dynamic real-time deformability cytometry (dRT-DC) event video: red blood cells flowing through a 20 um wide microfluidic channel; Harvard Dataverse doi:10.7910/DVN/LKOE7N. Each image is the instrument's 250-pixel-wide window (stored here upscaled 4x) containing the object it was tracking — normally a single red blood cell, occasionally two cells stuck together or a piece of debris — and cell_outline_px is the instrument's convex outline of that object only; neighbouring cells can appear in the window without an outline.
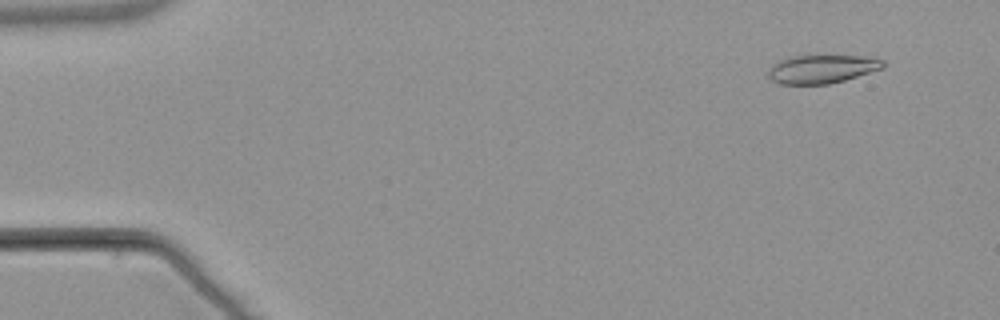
{"species": "common noctule bat (a hibernating species)", "species_latin": "Nyctalus noctula", "temperature_condition": "warm", "stored_images_in_passage": 54, "camera_frame_rate_fps": 3000, "um_per_image_px": 0.085, "animal": {"sex": "male", "body_mass_g": 21.5, "forearm_length_mm": 52.0}, "frame": {"image": 1, "passage_image": 5, "time_ms": 1.333, "image_size_px": [1000, 320], "cell_outline_px": [[884, 68], [844, 80], [828, 84], [780, 84], [772, 80], [768, 76], [768, 72], [772, 64], [780, 60], [792, 56], [860, 56], [884, 60]], "centroid_in_image_um": [69.84, 5.87], "position_along_channel_um": 15.2, "area_um2": 18.84}}
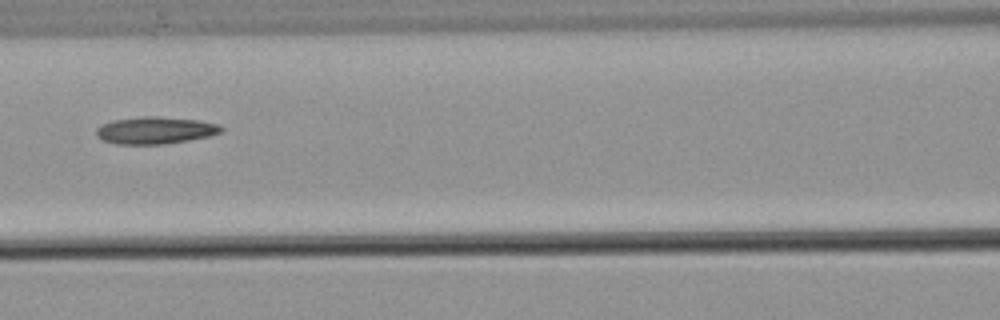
{"frame": {"image": 2, "passage_image": 25, "time_ms": 8.0, "image_size_px": [1000, 320], "cell_outline_px": [[224, 132], [208, 136], [188, 140], [164, 144], [116, 144], [104, 140], [96, 136], [96, 128], [100, 124], [112, 120], [144, 116], [160, 116], [200, 120], [216, 124], [224, 128]], "centroid_in_image_um": [13.19, 11.07], "position_along_channel_um": 153.4, "area_um2": 19.88}}
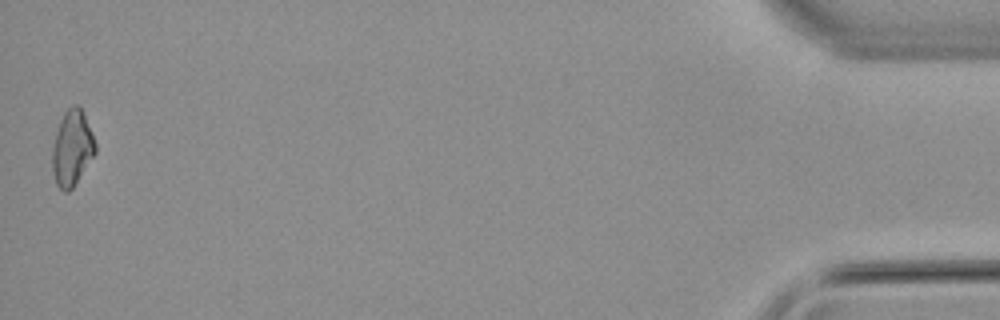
{"frame": {"image": 3, "passage_image": 54, "time_ms": 17.667, "image_size_px": [1000, 320], "cell_outline_px": [[96, 152], [72, 188], [68, 192], [64, 192], [56, 184], [52, 172], [52, 148], [56, 132], [60, 120], [64, 112], [72, 104], [80, 104], [84, 112], [92, 132], [96, 144]], "centroid_in_image_um": [6.12, 12.55], "position_along_channel_um": 429.1, "area_um2": 19.07}}